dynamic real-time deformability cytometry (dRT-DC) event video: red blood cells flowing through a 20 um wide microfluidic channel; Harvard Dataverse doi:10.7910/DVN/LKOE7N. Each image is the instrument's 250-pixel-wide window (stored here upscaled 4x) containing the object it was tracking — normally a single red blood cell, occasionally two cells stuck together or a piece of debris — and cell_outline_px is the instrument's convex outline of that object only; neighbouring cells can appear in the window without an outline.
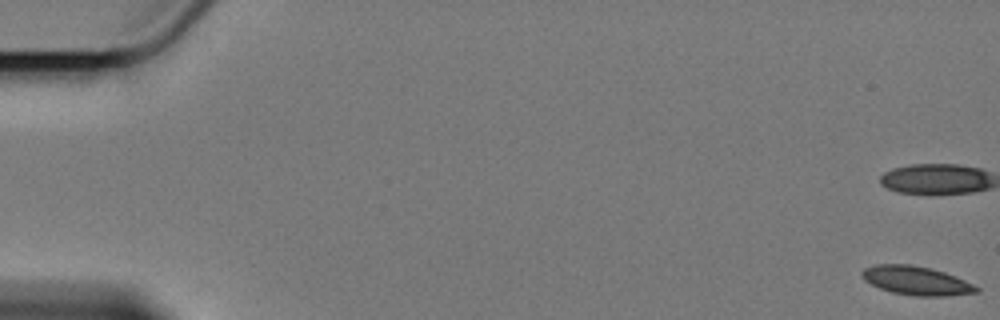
{"species": "Egyptian fruit bat (a non-hibernating species)", "species_latin": "Rousettus aegyptiacus", "temperature_condition": "cold", "stored_images_in_passage": 18, "camera_frame_rate_fps": 3000, "um_per_image_px": 0.085, "animal": {"sex": "female"}, "frame": {"image": 1, "passage_image": 1, "time_ms": 0.0, "image_size_px": [1000, 320], "cell_outline_px": [[980, 292], [944, 296], [916, 296], [892, 292], [880, 288], [864, 280], [860, 276], [860, 272], [864, 268], [876, 264], [912, 264], [944, 272], [964, 280], [980, 288]], "centroid_in_image_um": [77.86, 23.85], "position_along_channel_um": 7.1, "area_um2": 19.13}}